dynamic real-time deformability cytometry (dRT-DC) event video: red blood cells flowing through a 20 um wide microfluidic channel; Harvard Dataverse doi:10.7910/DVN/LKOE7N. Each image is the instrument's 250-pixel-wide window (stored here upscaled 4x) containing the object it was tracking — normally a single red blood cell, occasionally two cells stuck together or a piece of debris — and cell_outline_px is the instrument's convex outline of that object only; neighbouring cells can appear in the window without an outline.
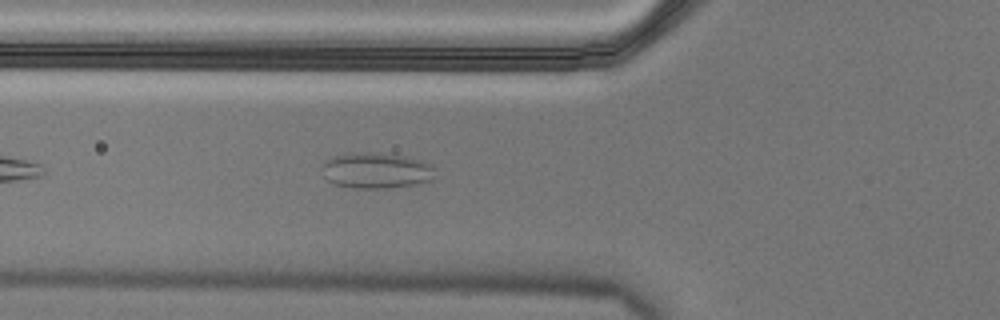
{"species": "Egyptian fruit bat (a non-hibernating species)", "species_latin": "Rousettus aegyptiacus", "temperature_condition": "cold", "stored_images_in_passage": 42, "camera_frame_rate_fps": 3000, "um_per_image_px": 0.085, "animal": {"sex": "male"}, "frame": {"image": 1, "passage_image": 7, "time_ms": 2.0, "image_size_px": [1000, 320], "cell_outline_px": [[432, 180], [420, 184], [392, 188], [352, 188], [332, 184], [324, 176], [324, 164], [332, 156], [352, 152], [376, 152], [404, 156], [420, 160], [432, 164]], "centroid_in_image_um": [31.98, 14.5], "position_along_channel_um": 93.8, "area_um2": 23.7}}